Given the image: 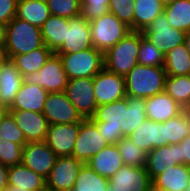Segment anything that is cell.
<instances>
[{
  "label": "cell",
  "mask_w": 190,
  "mask_h": 191,
  "mask_svg": "<svg viewBox=\"0 0 190 191\" xmlns=\"http://www.w3.org/2000/svg\"><path fill=\"white\" fill-rule=\"evenodd\" d=\"M166 77L164 67L137 64L124 77L126 95L146 99L164 92Z\"/></svg>",
  "instance_id": "6da1fadb"
},
{
  "label": "cell",
  "mask_w": 190,
  "mask_h": 191,
  "mask_svg": "<svg viewBox=\"0 0 190 191\" xmlns=\"http://www.w3.org/2000/svg\"><path fill=\"white\" fill-rule=\"evenodd\" d=\"M139 46L140 31L131 30L103 53L104 68L125 77L138 64Z\"/></svg>",
  "instance_id": "7a4b0ae2"
},
{
  "label": "cell",
  "mask_w": 190,
  "mask_h": 191,
  "mask_svg": "<svg viewBox=\"0 0 190 191\" xmlns=\"http://www.w3.org/2000/svg\"><path fill=\"white\" fill-rule=\"evenodd\" d=\"M41 28L14 17L7 24L6 51L9 59L42 47Z\"/></svg>",
  "instance_id": "3957f363"
},
{
  "label": "cell",
  "mask_w": 190,
  "mask_h": 191,
  "mask_svg": "<svg viewBox=\"0 0 190 191\" xmlns=\"http://www.w3.org/2000/svg\"><path fill=\"white\" fill-rule=\"evenodd\" d=\"M90 23L92 46L105 53L131 30L113 13L107 12Z\"/></svg>",
  "instance_id": "277c9868"
},
{
  "label": "cell",
  "mask_w": 190,
  "mask_h": 191,
  "mask_svg": "<svg viewBox=\"0 0 190 191\" xmlns=\"http://www.w3.org/2000/svg\"><path fill=\"white\" fill-rule=\"evenodd\" d=\"M60 56L68 80L94 77L104 68L103 53L94 47Z\"/></svg>",
  "instance_id": "5b68a950"
},
{
  "label": "cell",
  "mask_w": 190,
  "mask_h": 191,
  "mask_svg": "<svg viewBox=\"0 0 190 191\" xmlns=\"http://www.w3.org/2000/svg\"><path fill=\"white\" fill-rule=\"evenodd\" d=\"M124 117V98L97 106L90 118L108 144H117L124 136L122 131Z\"/></svg>",
  "instance_id": "8992f818"
},
{
  "label": "cell",
  "mask_w": 190,
  "mask_h": 191,
  "mask_svg": "<svg viewBox=\"0 0 190 191\" xmlns=\"http://www.w3.org/2000/svg\"><path fill=\"white\" fill-rule=\"evenodd\" d=\"M24 82L44 88L48 93L65 92L68 78L59 55L53 53L39 71L27 74Z\"/></svg>",
  "instance_id": "52a82bcc"
},
{
  "label": "cell",
  "mask_w": 190,
  "mask_h": 191,
  "mask_svg": "<svg viewBox=\"0 0 190 191\" xmlns=\"http://www.w3.org/2000/svg\"><path fill=\"white\" fill-rule=\"evenodd\" d=\"M185 32L173 28L163 12L143 31V35L166 55L176 46L184 43Z\"/></svg>",
  "instance_id": "ba28073f"
},
{
  "label": "cell",
  "mask_w": 190,
  "mask_h": 191,
  "mask_svg": "<svg viewBox=\"0 0 190 191\" xmlns=\"http://www.w3.org/2000/svg\"><path fill=\"white\" fill-rule=\"evenodd\" d=\"M65 94L84 118H91L97 108L93 77L68 80Z\"/></svg>",
  "instance_id": "9c48e42d"
},
{
  "label": "cell",
  "mask_w": 190,
  "mask_h": 191,
  "mask_svg": "<svg viewBox=\"0 0 190 191\" xmlns=\"http://www.w3.org/2000/svg\"><path fill=\"white\" fill-rule=\"evenodd\" d=\"M107 145L97 125L90 118L83 119L80 122L72 157L85 164Z\"/></svg>",
  "instance_id": "30bf717a"
},
{
  "label": "cell",
  "mask_w": 190,
  "mask_h": 191,
  "mask_svg": "<svg viewBox=\"0 0 190 191\" xmlns=\"http://www.w3.org/2000/svg\"><path fill=\"white\" fill-rule=\"evenodd\" d=\"M152 187L145 167L124 165L109 179L106 191H148Z\"/></svg>",
  "instance_id": "8fae6325"
},
{
  "label": "cell",
  "mask_w": 190,
  "mask_h": 191,
  "mask_svg": "<svg viewBox=\"0 0 190 191\" xmlns=\"http://www.w3.org/2000/svg\"><path fill=\"white\" fill-rule=\"evenodd\" d=\"M84 163L72 156L57 157L46 180L52 191H73L80 168Z\"/></svg>",
  "instance_id": "7c38bea8"
},
{
  "label": "cell",
  "mask_w": 190,
  "mask_h": 191,
  "mask_svg": "<svg viewBox=\"0 0 190 191\" xmlns=\"http://www.w3.org/2000/svg\"><path fill=\"white\" fill-rule=\"evenodd\" d=\"M42 113L49 125L80 123L84 119L65 92L48 93Z\"/></svg>",
  "instance_id": "4fadbf2b"
},
{
  "label": "cell",
  "mask_w": 190,
  "mask_h": 191,
  "mask_svg": "<svg viewBox=\"0 0 190 191\" xmlns=\"http://www.w3.org/2000/svg\"><path fill=\"white\" fill-rule=\"evenodd\" d=\"M97 106L105 105L126 97L124 76L103 68L93 77Z\"/></svg>",
  "instance_id": "5bb4252c"
},
{
  "label": "cell",
  "mask_w": 190,
  "mask_h": 191,
  "mask_svg": "<svg viewBox=\"0 0 190 191\" xmlns=\"http://www.w3.org/2000/svg\"><path fill=\"white\" fill-rule=\"evenodd\" d=\"M57 155L45 142H27L23 146L22 164L45 179L52 170Z\"/></svg>",
  "instance_id": "9a60e30c"
},
{
  "label": "cell",
  "mask_w": 190,
  "mask_h": 191,
  "mask_svg": "<svg viewBox=\"0 0 190 191\" xmlns=\"http://www.w3.org/2000/svg\"><path fill=\"white\" fill-rule=\"evenodd\" d=\"M22 131L26 142H44L49 123L42 112L30 110H7Z\"/></svg>",
  "instance_id": "2e32d148"
},
{
  "label": "cell",
  "mask_w": 190,
  "mask_h": 191,
  "mask_svg": "<svg viewBox=\"0 0 190 191\" xmlns=\"http://www.w3.org/2000/svg\"><path fill=\"white\" fill-rule=\"evenodd\" d=\"M80 123L49 125L45 143L57 157L72 156Z\"/></svg>",
  "instance_id": "e0dca14e"
},
{
  "label": "cell",
  "mask_w": 190,
  "mask_h": 191,
  "mask_svg": "<svg viewBox=\"0 0 190 191\" xmlns=\"http://www.w3.org/2000/svg\"><path fill=\"white\" fill-rule=\"evenodd\" d=\"M91 47L93 46L90 23L84 18V16L79 15L69 19L66 40L55 53L71 54Z\"/></svg>",
  "instance_id": "ac0fdd59"
},
{
  "label": "cell",
  "mask_w": 190,
  "mask_h": 191,
  "mask_svg": "<svg viewBox=\"0 0 190 191\" xmlns=\"http://www.w3.org/2000/svg\"><path fill=\"white\" fill-rule=\"evenodd\" d=\"M181 164L180 144L163 145L152 149L147 154L146 171L153 180L163 173L167 167Z\"/></svg>",
  "instance_id": "d6986e66"
},
{
  "label": "cell",
  "mask_w": 190,
  "mask_h": 191,
  "mask_svg": "<svg viewBox=\"0 0 190 191\" xmlns=\"http://www.w3.org/2000/svg\"><path fill=\"white\" fill-rule=\"evenodd\" d=\"M146 117L155 122H165L184 109L165 91L145 99Z\"/></svg>",
  "instance_id": "ffe728a7"
},
{
  "label": "cell",
  "mask_w": 190,
  "mask_h": 191,
  "mask_svg": "<svg viewBox=\"0 0 190 191\" xmlns=\"http://www.w3.org/2000/svg\"><path fill=\"white\" fill-rule=\"evenodd\" d=\"M23 81V75L11 59L0 68V104L6 110L11 107Z\"/></svg>",
  "instance_id": "44dd1931"
},
{
  "label": "cell",
  "mask_w": 190,
  "mask_h": 191,
  "mask_svg": "<svg viewBox=\"0 0 190 191\" xmlns=\"http://www.w3.org/2000/svg\"><path fill=\"white\" fill-rule=\"evenodd\" d=\"M47 95L48 92L44 88L23 81L8 110L43 112Z\"/></svg>",
  "instance_id": "7402d4cb"
},
{
  "label": "cell",
  "mask_w": 190,
  "mask_h": 191,
  "mask_svg": "<svg viewBox=\"0 0 190 191\" xmlns=\"http://www.w3.org/2000/svg\"><path fill=\"white\" fill-rule=\"evenodd\" d=\"M87 164L97 174L108 179L125 165L116 144H108L96 155H93Z\"/></svg>",
  "instance_id": "603a6c76"
},
{
  "label": "cell",
  "mask_w": 190,
  "mask_h": 191,
  "mask_svg": "<svg viewBox=\"0 0 190 191\" xmlns=\"http://www.w3.org/2000/svg\"><path fill=\"white\" fill-rule=\"evenodd\" d=\"M189 173L190 167L184 164L169 166L152 180L153 188L157 191H186Z\"/></svg>",
  "instance_id": "cb8c5ba5"
},
{
  "label": "cell",
  "mask_w": 190,
  "mask_h": 191,
  "mask_svg": "<svg viewBox=\"0 0 190 191\" xmlns=\"http://www.w3.org/2000/svg\"><path fill=\"white\" fill-rule=\"evenodd\" d=\"M8 184L10 187L22 188L28 191H42L46 188V180L25 165L9 166Z\"/></svg>",
  "instance_id": "d4e9b609"
},
{
  "label": "cell",
  "mask_w": 190,
  "mask_h": 191,
  "mask_svg": "<svg viewBox=\"0 0 190 191\" xmlns=\"http://www.w3.org/2000/svg\"><path fill=\"white\" fill-rule=\"evenodd\" d=\"M69 19L50 15L41 27L43 44L55 53L66 40Z\"/></svg>",
  "instance_id": "484cf974"
},
{
  "label": "cell",
  "mask_w": 190,
  "mask_h": 191,
  "mask_svg": "<svg viewBox=\"0 0 190 191\" xmlns=\"http://www.w3.org/2000/svg\"><path fill=\"white\" fill-rule=\"evenodd\" d=\"M127 137L148 154L152 149L163 146L161 122L146 119Z\"/></svg>",
  "instance_id": "4316f807"
},
{
  "label": "cell",
  "mask_w": 190,
  "mask_h": 191,
  "mask_svg": "<svg viewBox=\"0 0 190 191\" xmlns=\"http://www.w3.org/2000/svg\"><path fill=\"white\" fill-rule=\"evenodd\" d=\"M162 145L179 144L190 135V112L184 110L176 117L161 122Z\"/></svg>",
  "instance_id": "83f0119b"
},
{
  "label": "cell",
  "mask_w": 190,
  "mask_h": 191,
  "mask_svg": "<svg viewBox=\"0 0 190 191\" xmlns=\"http://www.w3.org/2000/svg\"><path fill=\"white\" fill-rule=\"evenodd\" d=\"M146 119L145 98L126 95L124 98L123 136H129Z\"/></svg>",
  "instance_id": "f1b7e54d"
},
{
  "label": "cell",
  "mask_w": 190,
  "mask_h": 191,
  "mask_svg": "<svg viewBox=\"0 0 190 191\" xmlns=\"http://www.w3.org/2000/svg\"><path fill=\"white\" fill-rule=\"evenodd\" d=\"M50 15L45 0H18L17 2L16 18L25 20L39 28L42 27Z\"/></svg>",
  "instance_id": "f546056e"
},
{
  "label": "cell",
  "mask_w": 190,
  "mask_h": 191,
  "mask_svg": "<svg viewBox=\"0 0 190 191\" xmlns=\"http://www.w3.org/2000/svg\"><path fill=\"white\" fill-rule=\"evenodd\" d=\"M133 31L143 32L160 14L164 6L160 0H135Z\"/></svg>",
  "instance_id": "4dcf8cb0"
},
{
  "label": "cell",
  "mask_w": 190,
  "mask_h": 191,
  "mask_svg": "<svg viewBox=\"0 0 190 191\" xmlns=\"http://www.w3.org/2000/svg\"><path fill=\"white\" fill-rule=\"evenodd\" d=\"M52 54L53 52L43 45L32 52L16 55L11 60L24 77L27 74L39 71Z\"/></svg>",
  "instance_id": "1f68e13d"
},
{
  "label": "cell",
  "mask_w": 190,
  "mask_h": 191,
  "mask_svg": "<svg viewBox=\"0 0 190 191\" xmlns=\"http://www.w3.org/2000/svg\"><path fill=\"white\" fill-rule=\"evenodd\" d=\"M163 67L167 76L190 75V54L184 43L176 46L165 55Z\"/></svg>",
  "instance_id": "d6a6232c"
},
{
  "label": "cell",
  "mask_w": 190,
  "mask_h": 191,
  "mask_svg": "<svg viewBox=\"0 0 190 191\" xmlns=\"http://www.w3.org/2000/svg\"><path fill=\"white\" fill-rule=\"evenodd\" d=\"M164 91L184 110L190 108V75L167 76Z\"/></svg>",
  "instance_id": "836d02e7"
},
{
  "label": "cell",
  "mask_w": 190,
  "mask_h": 191,
  "mask_svg": "<svg viewBox=\"0 0 190 191\" xmlns=\"http://www.w3.org/2000/svg\"><path fill=\"white\" fill-rule=\"evenodd\" d=\"M109 179L97 174L87 163L79 170L73 191H106Z\"/></svg>",
  "instance_id": "e575fe53"
},
{
  "label": "cell",
  "mask_w": 190,
  "mask_h": 191,
  "mask_svg": "<svg viewBox=\"0 0 190 191\" xmlns=\"http://www.w3.org/2000/svg\"><path fill=\"white\" fill-rule=\"evenodd\" d=\"M169 24L183 32L190 31V0H176L164 7Z\"/></svg>",
  "instance_id": "d590c367"
},
{
  "label": "cell",
  "mask_w": 190,
  "mask_h": 191,
  "mask_svg": "<svg viewBox=\"0 0 190 191\" xmlns=\"http://www.w3.org/2000/svg\"><path fill=\"white\" fill-rule=\"evenodd\" d=\"M125 165L145 167L147 153L128 137H123L117 144Z\"/></svg>",
  "instance_id": "8d00e7d4"
},
{
  "label": "cell",
  "mask_w": 190,
  "mask_h": 191,
  "mask_svg": "<svg viewBox=\"0 0 190 191\" xmlns=\"http://www.w3.org/2000/svg\"><path fill=\"white\" fill-rule=\"evenodd\" d=\"M165 55L140 32L138 64L163 67Z\"/></svg>",
  "instance_id": "74e56055"
},
{
  "label": "cell",
  "mask_w": 190,
  "mask_h": 191,
  "mask_svg": "<svg viewBox=\"0 0 190 191\" xmlns=\"http://www.w3.org/2000/svg\"><path fill=\"white\" fill-rule=\"evenodd\" d=\"M50 14L67 19L81 15V0H46Z\"/></svg>",
  "instance_id": "f35d334b"
},
{
  "label": "cell",
  "mask_w": 190,
  "mask_h": 191,
  "mask_svg": "<svg viewBox=\"0 0 190 191\" xmlns=\"http://www.w3.org/2000/svg\"><path fill=\"white\" fill-rule=\"evenodd\" d=\"M4 139L22 146L27 143L22 131L8 111L0 119V140Z\"/></svg>",
  "instance_id": "ab89813d"
},
{
  "label": "cell",
  "mask_w": 190,
  "mask_h": 191,
  "mask_svg": "<svg viewBox=\"0 0 190 191\" xmlns=\"http://www.w3.org/2000/svg\"><path fill=\"white\" fill-rule=\"evenodd\" d=\"M135 0H109V12L113 13L120 21L129 26L133 31Z\"/></svg>",
  "instance_id": "60d3db41"
},
{
  "label": "cell",
  "mask_w": 190,
  "mask_h": 191,
  "mask_svg": "<svg viewBox=\"0 0 190 191\" xmlns=\"http://www.w3.org/2000/svg\"><path fill=\"white\" fill-rule=\"evenodd\" d=\"M23 146L7 140H0V163L14 166L22 163Z\"/></svg>",
  "instance_id": "b9f144b4"
},
{
  "label": "cell",
  "mask_w": 190,
  "mask_h": 191,
  "mask_svg": "<svg viewBox=\"0 0 190 191\" xmlns=\"http://www.w3.org/2000/svg\"><path fill=\"white\" fill-rule=\"evenodd\" d=\"M109 0H81V15L91 22L109 12Z\"/></svg>",
  "instance_id": "7bdbcfd3"
},
{
  "label": "cell",
  "mask_w": 190,
  "mask_h": 191,
  "mask_svg": "<svg viewBox=\"0 0 190 191\" xmlns=\"http://www.w3.org/2000/svg\"><path fill=\"white\" fill-rule=\"evenodd\" d=\"M18 0H0V24H8L17 13Z\"/></svg>",
  "instance_id": "ee69618b"
},
{
  "label": "cell",
  "mask_w": 190,
  "mask_h": 191,
  "mask_svg": "<svg viewBox=\"0 0 190 191\" xmlns=\"http://www.w3.org/2000/svg\"><path fill=\"white\" fill-rule=\"evenodd\" d=\"M180 144L181 164L190 167V135L186 136Z\"/></svg>",
  "instance_id": "f6af8a7d"
},
{
  "label": "cell",
  "mask_w": 190,
  "mask_h": 191,
  "mask_svg": "<svg viewBox=\"0 0 190 191\" xmlns=\"http://www.w3.org/2000/svg\"><path fill=\"white\" fill-rule=\"evenodd\" d=\"M8 170L9 167L0 163V191H5L8 187Z\"/></svg>",
  "instance_id": "bcb514c9"
},
{
  "label": "cell",
  "mask_w": 190,
  "mask_h": 191,
  "mask_svg": "<svg viewBox=\"0 0 190 191\" xmlns=\"http://www.w3.org/2000/svg\"><path fill=\"white\" fill-rule=\"evenodd\" d=\"M7 34V24H0V46H5Z\"/></svg>",
  "instance_id": "7dc6e473"
},
{
  "label": "cell",
  "mask_w": 190,
  "mask_h": 191,
  "mask_svg": "<svg viewBox=\"0 0 190 191\" xmlns=\"http://www.w3.org/2000/svg\"><path fill=\"white\" fill-rule=\"evenodd\" d=\"M9 60L6 47L0 46V68Z\"/></svg>",
  "instance_id": "c3c4849f"
},
{
  "label": "cell",
  "mask_w": 190,
  "mask_h": 191,
  "mask_svg": "<svg viewBox=\"0 0 190 191\" xmlns=\"http://www.w3.org/2000/svg\"><path fill=\"white\" fill-rule=\"evenodd\" d=\"M184 45L190 54V31L186 32L185 34Z\"/></svg>",
  "instance_id": "681fc988"
},
{
  "label": "cell",
  "mask_w": 190,
  "mask_h": 191,
  "mask_svg": "<svg viewBox=\"0 0 190 191\" xmlns=\"http://www.w3.org/2000/svg\"><path fill=\"white\" fill-rule=\"evenodd\" d=\"M176 0H160L161 4L166 7L172 3H174Z\"/></svg>",
  "instance_id": "f907efd6"
},
{
  "label": "cell",
  "mask_w": 190,
  "mask_h": 191,
  "mask_svg": "<svg viewBox=\"0 0 190 191\" xmlns=\"http://www.w3.org/2000/svg\"><path fill=\"white\" fill-rule=\"evenodd\" d=\"M5 191H28V190H24L22 188H15V187H8Z\"/></svg>",
  "instance_id": "816d5d0a"
},
{
  "label": "cell",
  "mask_w": 190,
  "mask_h": 191,
  "mask_svg": "<svg viewBox=\"0 0 190 191\" xmlns=\"http://www.w3.org/2000/svg\"><path fill=\"white\" fill-rule=\"evenodd\" d=\"M7 110L0 104V119L5 114Z\"/></svg>",
  "instance_id": "f5cc1de1"
},
{
  "label": "cell",
  "mask_w": 190,
  "mask_h": 191,
  "mask_svg": "<svg viewBox=\"0 0 190 191\" xmlns=\"http://www.w3.org/2000/svg\"><path fill=\"white\" fill-rule=\"evenodd\" d=\"M186 191H190V173H189L188 186H187Z\"/></svg>",
  "instance_id": "db71d44e"
},
{
  "label": "cell",
  "mask_w": 190,
  "mask_h": 191,
  "mask_svg": "<svg viewBox=\"0 0 190 191\" xmlns=\"http://www.w3.org/2000/svg\"><path fill=\"white\" fill-rule=\"evenodd\" d=\"M148 191H157L156 189H154L153 187L150 189V190H148Z\"/></svg>",
  "instance_id": "11a10c76"
},
{
  "label": "cell",
  "mask_w": 190,
  "mask_h": 191,
  "mask_svg": "<svg viewBox=\"0 0 190 191\" xmlns=\"http://www.w3.org/2000/svg\"><path fill=\"white\" fill-rule=\"evenodd\" d=\"M42 191H52V190H49V189L45 188V189H44V190H42Z\"/></svg>",
  "instance_id": "9f6ffc18"
}]
</instances>
